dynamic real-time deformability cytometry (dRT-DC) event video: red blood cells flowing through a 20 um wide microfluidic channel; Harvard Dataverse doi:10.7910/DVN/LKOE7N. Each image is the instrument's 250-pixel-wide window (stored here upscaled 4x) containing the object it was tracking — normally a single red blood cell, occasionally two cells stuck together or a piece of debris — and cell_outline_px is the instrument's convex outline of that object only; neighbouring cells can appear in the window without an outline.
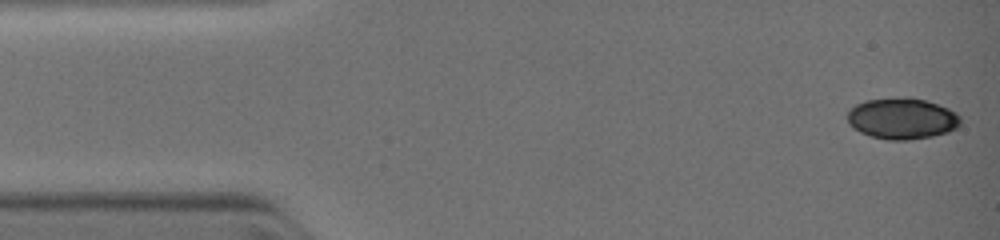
{"species": "common noctule bat (a hibernating species)", "species_latin": "Nyctalus noctula", "temperature_condition": "warm", "stored_images_in_passage": 5, "camera_frame_rate_fps": 3000, "um_per_image_px": 0.085, "animal": {"sex": "female", "body_mass_g": 19.0, "forearm_length_mm": 51.5}, "frame": {"image": 1, "passage_image": 1, "time_ms": 0.0, "image_size_px": [1000, 240], "cell_outline_px": [[960, 124], [956, 128], [944, 132], [928, 136], [904, 140], [888, 140], [872, 136], [856, 128], [848, 120], [848, 112], [856, 104], [864, 100], [904, 96], [908, 96], [928, 100], [948, 108], [956, 112], [960, 116]], "centroid_in_image_um": [76.7, 10.03], "position_along_channel_um": 8.3, "area_um2": 26.82}}